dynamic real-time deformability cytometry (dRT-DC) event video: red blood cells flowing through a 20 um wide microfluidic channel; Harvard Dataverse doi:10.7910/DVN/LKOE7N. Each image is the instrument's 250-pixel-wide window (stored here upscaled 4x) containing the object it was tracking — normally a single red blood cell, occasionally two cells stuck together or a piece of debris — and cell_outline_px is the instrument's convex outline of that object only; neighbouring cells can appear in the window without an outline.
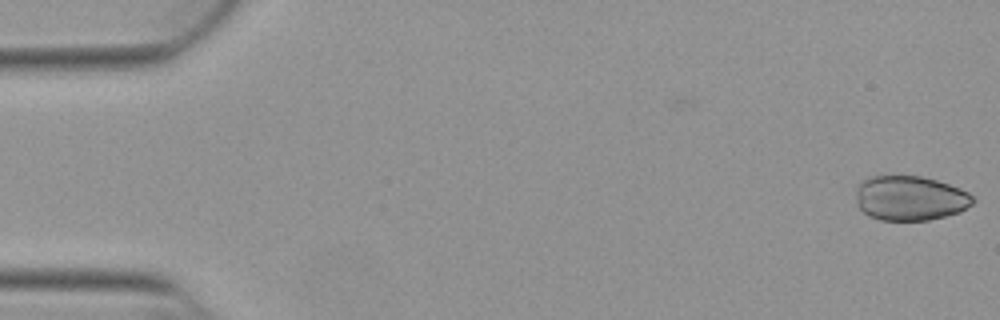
{"species": "Egyptian fruit bat (a non-hibernating species)", "species_latin": "Rousettus aegyptiacus", "temperature_condition": "warm", "stored_images_in_passage": 49, "camera_frame_rate_fps": 3000, "um_per_image_px": 0.085, "animal": {"sex": "female"}, "frame": {"image": 1, "passage_image": 1, "time_ms": 0.0, "image_size_px": [1000, 320], "cell_outline_px": [[976, 200], [972, 204], [960, 212], [928, 220], [880, 220], [868, 216], [856, 204], [856, 188], [868, 176], [920, 176], [936, 180], [960, 188], [968, 192]], "centroid_in_image_um": [77.35, 16.85], "position_along_channel_um": 7.7, "area_um2": 30.52}}
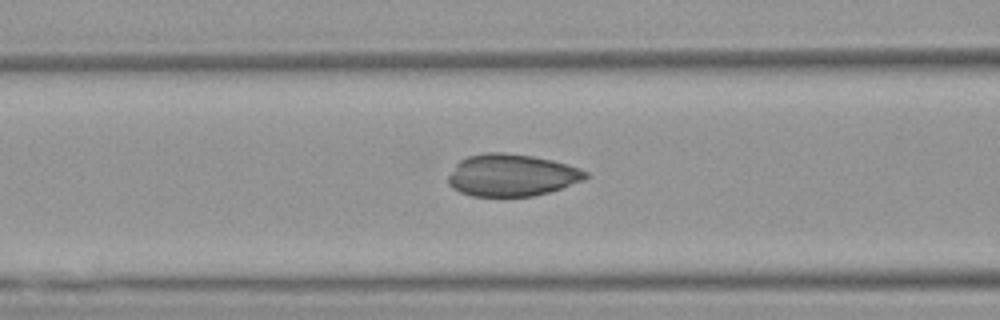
{"frame": {"image": 2, "passage_image": 21, "time_ms": 6.667, "image_size_px": [1000, 320], "cell_outline_px": [[588, 176], [584, 180], [548, 192], [532, 196], [472, 196], [460, 192], [452, 188], [448, 184], [448, 176], [456, 164], [460, 160], [468, 156], [488, 152], [504, 152], [532, 156], [552, 160], [580, 168], [588, 172]], "centroid_in_image_um": [43.48, 14.89], "position_along_channel_um": 123.1, "area_um2": 33.64}}
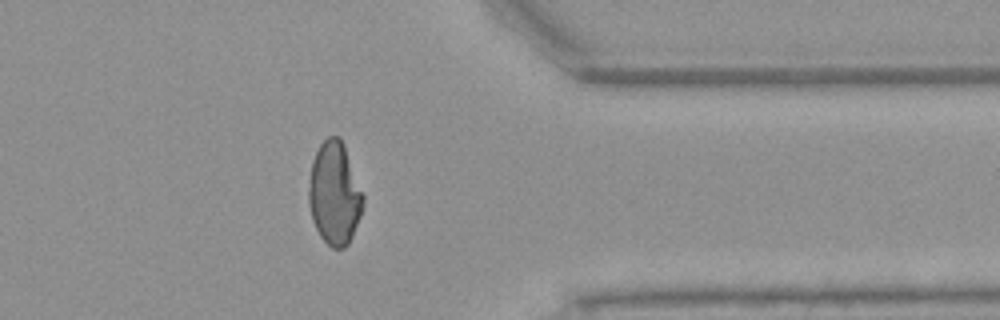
{"frame": {"image": 3, "passage_image": 42, "time_ms": 13.667, "image_size_px": [1000, 320], "cell_outline_px": [[364, 208], [352, 236], [348, 244], [344, 248], [332, 248], [320, 236], [312, 220], [308, 204], [308, 188], [312, 160], [320, 144], [328, 136], [340, 136], [344, 144], [364, 196]], "centroid_in_image_um": [28.43, 16.45], "position_along_channel_um": 383.0, "area_um2": 32.77}}